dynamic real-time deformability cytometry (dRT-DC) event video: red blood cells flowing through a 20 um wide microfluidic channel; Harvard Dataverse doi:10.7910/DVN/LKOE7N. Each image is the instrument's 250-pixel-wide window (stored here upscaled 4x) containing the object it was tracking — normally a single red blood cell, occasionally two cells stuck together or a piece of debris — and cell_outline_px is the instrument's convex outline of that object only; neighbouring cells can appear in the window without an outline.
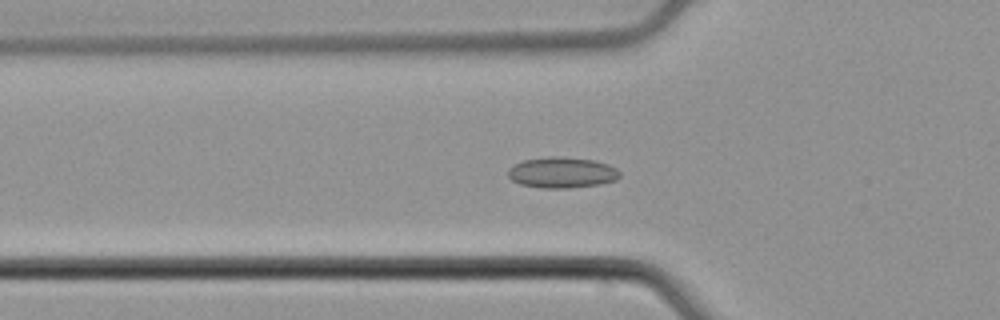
{"species": "common noctule bat (a hibernating species)", "species_latin": "Nyctalus noctula", "temperature_condition": "cold", "stored_images_in_passage": 53, "camera_frame_rate_fps": 3000, "um_per_image_px": 0.085, "animal": {"sex": "male", "body_mass_g": 21.5, "forearm_length_mm": 52.0}, "frame": {"image": 1, "passage_image": 18, "time_ms": 5.667, "image_size_px": [1000, 320], "cell_outline_px": [[620, 176], [616, 180], [600, 184], [568, 188], [540, 188], [520, 184], [512, 180], [508, 176], [508, 168], [524, 160], [552, 156], [560, 156], [596, 160], [608, 164], [616, 168], [620, 172]], "centroid_in_image_um": [47.78, 14.66], "position_along_channel_um": 78.0, "area_um2": 20.17}}
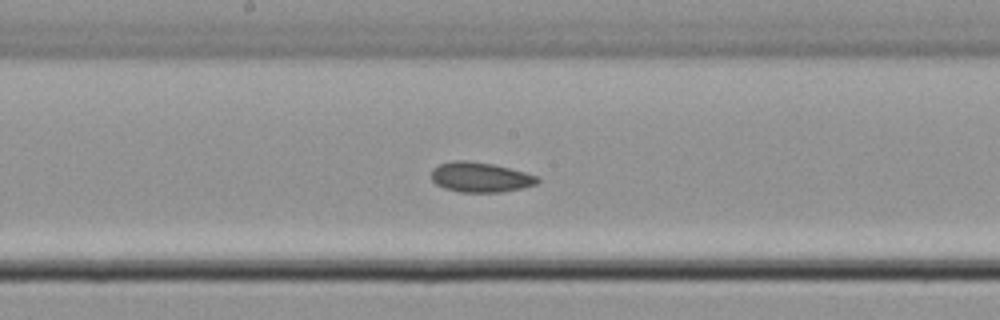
{"frame": {"image": 2, "passage_image": 28, "time_ms": 9.0, "image_size_px": [1000, 320], "cell_outline_px": [[540, 180], [536, 184], [524, 188], [500, 192], [460, 192], [444, 188], [436, 184], [432, 180], [432, 168], [440, 164], [452, 160], [468, 160], [492, 164], [524, 172], [536, 176]], "centroid_in_image_um": [40.8, 15.06], "position_along_channel_um": 207.4, "area_um2": 18.5}}
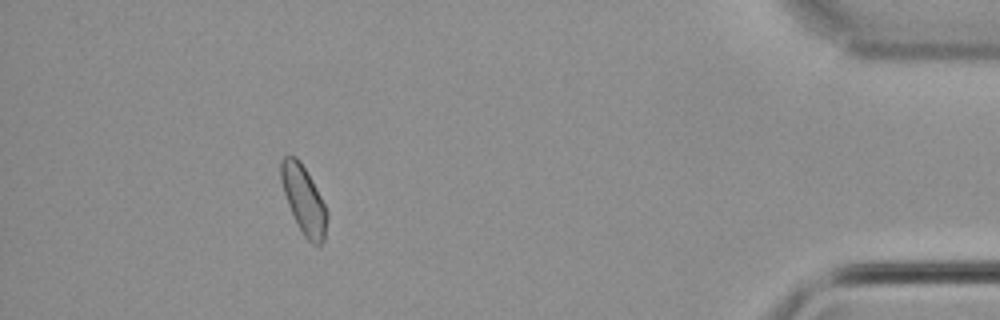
{"frame": {"image": 3, "passage_image": 48, "time_ms": 15.667, "image_size_px": [1000, 320], "cell_outline_px": [[328, 216], [324, 240], [316, 248], [304, 236], [288, 204], [280, 180], [280, 160], [284, 156], [296, 156], [300, 160], [312, 180], [328, 212]], "centroid_in_image_um": [25.82, 16.98], "position_along_channel_um": 409.4, "area_um2": 18.15}, "authors_computed_cell_mechanics": {"area_um2": 18.6694, "velocity_mm_per_s": 3.8907, "shape_relaxation_time_tau1_ms": 5.8819, "shape_relaxation_time_tau2_ms": 3.3002, "deformation_change_tau1": 0.0423, "deformation_change_tau2": 0.0726}}